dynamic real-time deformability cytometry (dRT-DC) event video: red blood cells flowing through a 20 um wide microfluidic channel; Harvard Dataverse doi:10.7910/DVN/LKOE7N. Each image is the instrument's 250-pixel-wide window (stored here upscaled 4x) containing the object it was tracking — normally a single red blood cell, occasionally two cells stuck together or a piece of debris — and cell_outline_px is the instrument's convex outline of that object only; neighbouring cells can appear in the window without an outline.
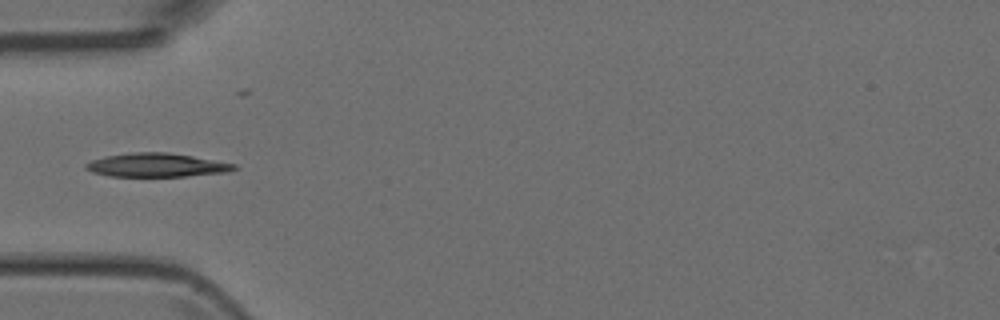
{"species": "Egyptian fruit bat (a non-hibernating species)", "species_latin": "Rousettus aegyptiacus", "temperature_condition": "room temperature", "stored_images_in_passage": 4, "camera_frame_rate_fps": 3000, "um_per_image_px": 0.085, "animal": {"sex": "female"}, "frame": {"image": 1, "passage_image": 1, "time_ms": 0.0, "image_size_px": [1000, 320], "cell_outline_px": [[240, 168], [228, 172], [184, 176], [108, 176], [92, 172], [84, 168], [84, 164], [92, 160], [104, 156], [132, 152], [168, 152], [192, 156], [236, 164]], "centroid_in_image_um": [13.3, 14.03], "position_along_channel_um": 71.7, "area_um2": 20.52}}
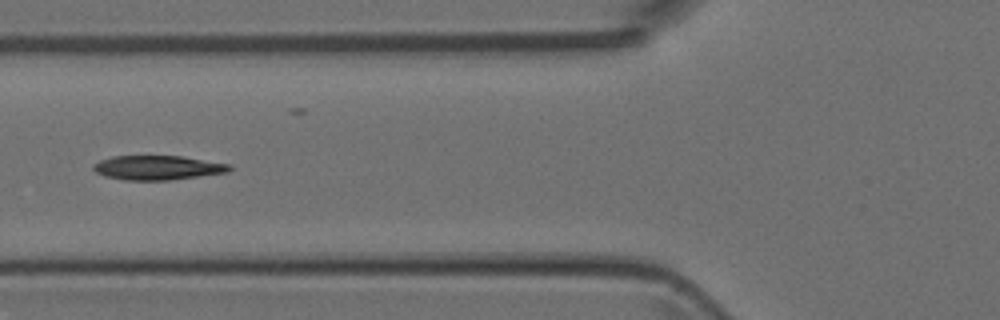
{"frame": {"image": 2, "passage_image": 2, "time_ms": 1.0, "image_size_px": [1000, 320], "cell_outline_px": [[232, 168], [228, 172], [172, 180], [124, 180], [104, 176], [96, 172], [92, 168], [92, 164], [100, 160], [112, 156], [180, 156], [232, 164]], "centroid_in_image_um": [13.39, 14.25], "position_along_channel_um": 112.4, "area_um2": 19.42}}